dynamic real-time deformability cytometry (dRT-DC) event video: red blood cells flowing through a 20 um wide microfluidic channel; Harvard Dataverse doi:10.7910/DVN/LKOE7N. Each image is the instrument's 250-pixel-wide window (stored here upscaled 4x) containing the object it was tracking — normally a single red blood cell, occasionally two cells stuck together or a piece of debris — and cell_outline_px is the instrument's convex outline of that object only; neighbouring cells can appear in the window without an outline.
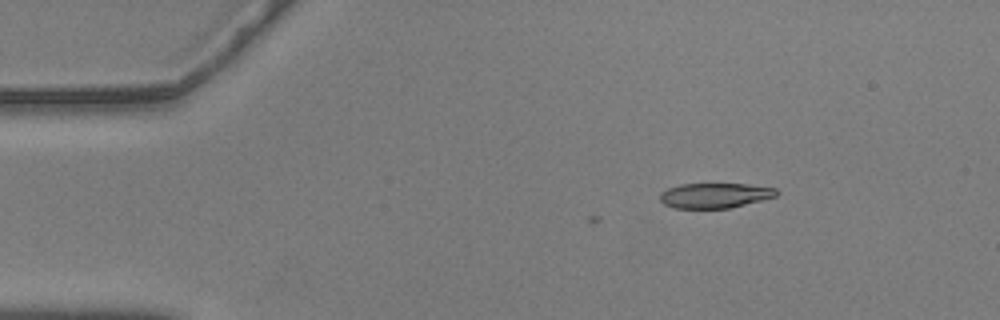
{"species": "common noctule bat (a hibernating species)", "species_latin": "Nyctalus noctula", "temperature_condition": "warm", "stored_images_in_passage": 6, "camera_frame_rate_fps": 3000, "um_per_image_px": 0.085, "animal": {"sex": "male", "body_mass_g": 20.5, "forearm_length_mm": 52.5}, "frame": {"image": 1, "passage_image": 6, "time_ms": 1.667, "image_size_px": [1000, 320], "cell_outline_px": [[780, 192], [776, 196], [728, 208], [672, 208], [664, 204], [660, 200], [660, 192], [668, 188], [680, 184], [748, 184], [776, 188]], "centroid_in_image_um": [60.74, 16.61], "position_along_channel_um": 24.3, "area_um2": 16.94}}